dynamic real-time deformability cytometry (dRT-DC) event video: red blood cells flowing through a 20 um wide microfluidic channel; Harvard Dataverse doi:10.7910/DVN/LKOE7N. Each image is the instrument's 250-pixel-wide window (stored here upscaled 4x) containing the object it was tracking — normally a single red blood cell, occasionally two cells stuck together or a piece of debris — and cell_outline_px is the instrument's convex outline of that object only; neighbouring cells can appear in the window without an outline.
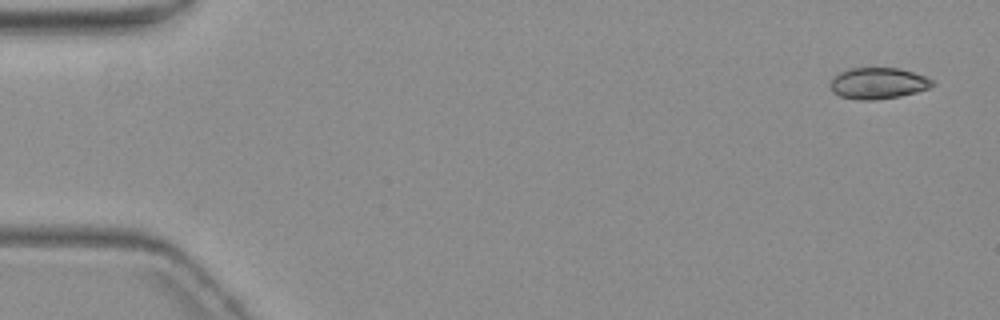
{"species": "common noctule bat (a hibernating species)", "species_latin": "Nyctalus noctula", "temperature_condition": "warm", "stored_images_in_passage": 5, "camera_frame_rate_fps": 3000, "um_per_image_px": 0.085, "animal": {"sex": "female", "body_mass_g": 19.3, "forearm_length_mm": 54.1}, "frame": {"image": 1, "passage_image": 1, "time_ms": 0.0, "image_size_px": [1000, 320], "cell_outline_px": [[936, 84], [928, 88], [916, 92], [900, 96], [876, 100], [856, 100], [840, 96], [832, 92], [828, 84], [832, 76], [848, 68], [900, 68], [924, 76], [932, 80]], "centroid_in_image_um": [74.57, 7.08], "position_along_channel_um": 10.4, "area_um2": 18.84}}
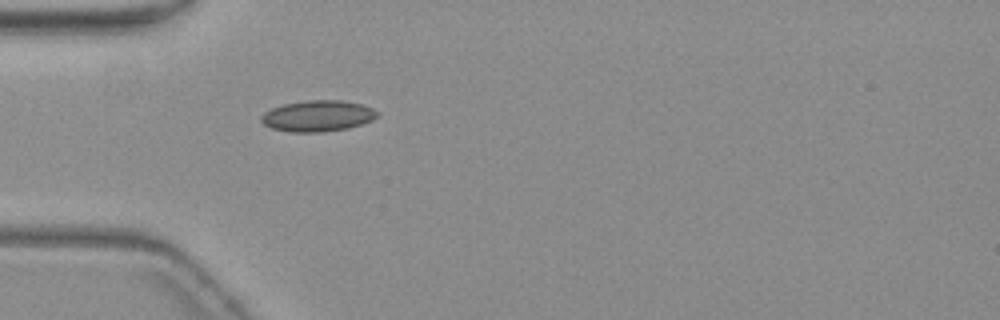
{"frame": {"image": 2, "passage_image": 5, "time_ms": 5.0, "image_size_px": [1000, 320], "cell_outline_px": [[380, 112], [372, 120], [348, 128], [320, 132], [292, 132], [272, 128], [264, 124], [260, 120], [260, 116], [264, 112], [272, 108], [284, 104], [308, 100], [344, 100], [360, 104], [372, 108]], "centroid_in_image_um": [27.0, 9.85], "position_along_channel_um": 58.0, "area_um2": 20.92}}